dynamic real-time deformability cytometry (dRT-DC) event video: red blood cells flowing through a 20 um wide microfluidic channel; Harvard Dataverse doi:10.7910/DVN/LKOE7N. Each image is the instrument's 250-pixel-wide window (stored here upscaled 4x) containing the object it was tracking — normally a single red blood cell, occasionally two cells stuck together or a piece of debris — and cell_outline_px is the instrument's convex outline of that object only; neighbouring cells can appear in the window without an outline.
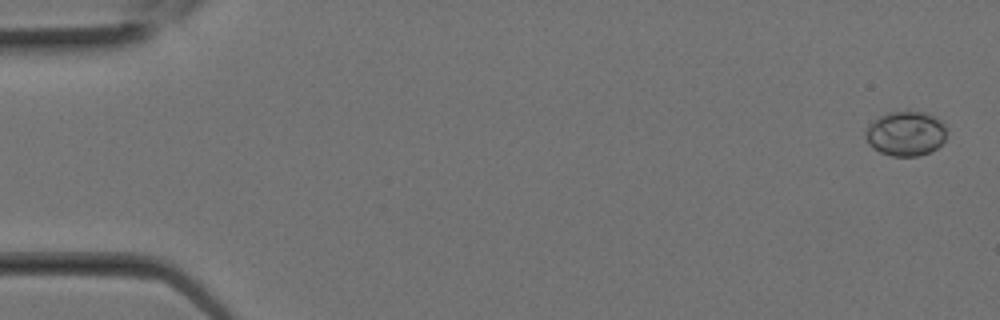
{"species": "Egyptian fruit bat (a non-hibernating species)", "species_latin": "Rousettus aegyptiacus", "temperature_condition": "room temperature", "stored_images_in_passage": 11, "camera_frame_rate_fps": 3000, "um_per_image_px": 0.085, "animal": {"sex": "female"}, "frame": {"image": 1, "passage_image": 1, "time_ms": 0.0, "image_size_px": [1000, 320], "cell_outline_px": [[948, 132], [944, 140], [936, 148], [928, 152], [916, 156], [892, 156], [880, 152], [872, 148], [868, 144], [864, 132], [868, 124], [872, 120], [888, 112], [924, 112], [940, 120], [948, 128]], "centroid_in_image_um": [76.96, 11.35], "position_along_channel_um": 8.0, "area_um2": 21.21}}
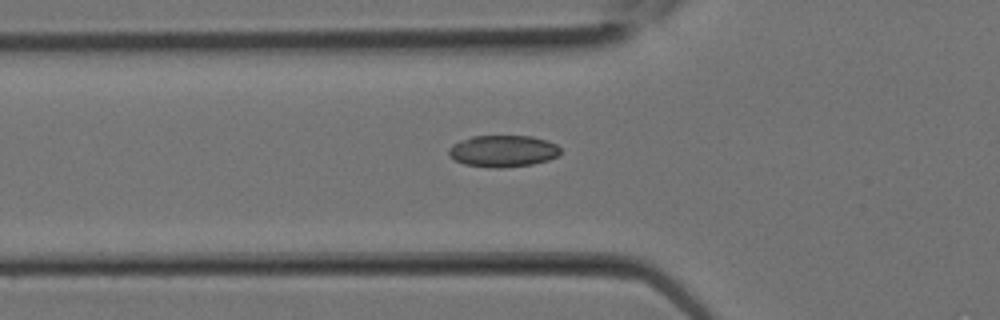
{"frame": {"image": 2, "passage_image": 9, "time_ms": 2.667, "image_size_px": [1000, 320], "cell_outline_px": [[560, 152], [556, 156], [548, 160], [532, 164], [504, 168], [496, 168], [464, 164], [448, 156], [448, 148], [452, 144], [460, 140], [472, 136], [532, 136], [548, 140], [556, 144], [560, 148]], "centroid_in_image_um": [42.73, 12.83], "position_along_channel_um": 83.1, "area_um2": 20.75}}
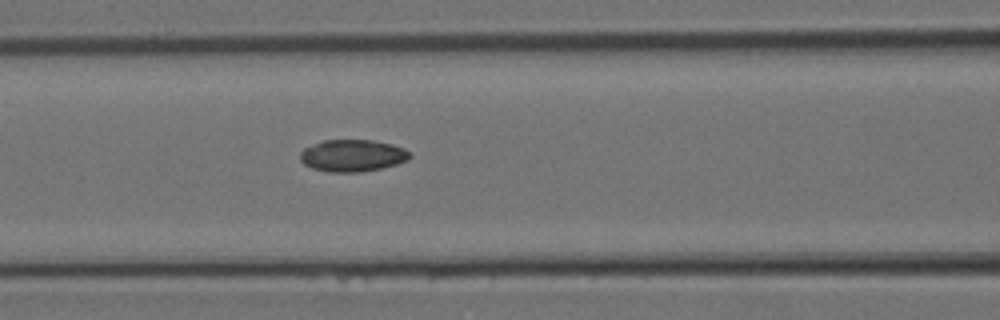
{"frame": {"image": 3, "passage_image": 11, "time_ms": 3.333, "image_size_px": [1000, 320], "cell_outline_px": [[412, 156], [408, 160], [396, 164], [380, 168], [360, 172], [328, 172], [312, 168], [304, 164], [300, 160], [300, 152], [304, 148], [324, 140], [372, 140], [392, 144], [404, 148], [412, 152]], "centroid_in_image_um": [29.98, 13.22], "position_along_channel_um": 136.6, "area_um2": 20.52}}